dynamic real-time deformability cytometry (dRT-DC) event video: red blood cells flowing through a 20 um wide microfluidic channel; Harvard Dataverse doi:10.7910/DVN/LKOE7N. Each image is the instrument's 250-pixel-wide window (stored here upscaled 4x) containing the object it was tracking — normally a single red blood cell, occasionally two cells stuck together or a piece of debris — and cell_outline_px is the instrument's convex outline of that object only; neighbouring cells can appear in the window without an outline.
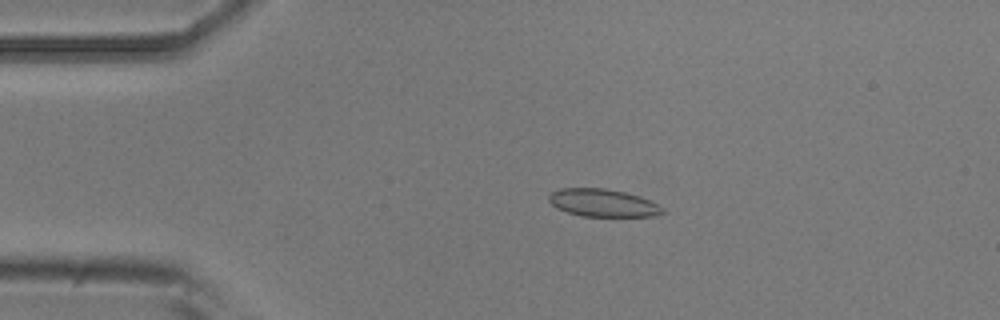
{"species": "common noctule bat (a hibernating species)", "species_latin": "Nyctalus noctula", "temperature_condition": "room temperature", "stored_images_in_passage": 51, "camera_frame_rate_fps": 3000, "um_per_image_px": 0.085, "animal": {"sex": "male", "body_mass_g": 20.5, "forearm_length_mm": 52.5}, "frame": {"image": 1, "passage_image": 10, "time_ms": 3.0, "image_size_px": [1000, 320], "cell_outline_px": [[664, 212], [652, 216], [580, 216], [556, 208], [548, 200], [548, 196], [552, 192], [560, 188], [604, 188], [624, 192], [640, 196], [664, 208]], "centroid_in_image_um": [51.21, 17.24], "position_along_channel_um": 33.8, "area_um2": 18.21}}
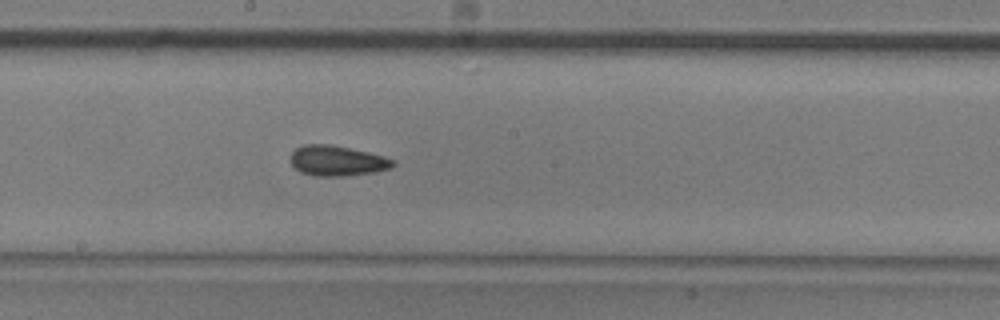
{"frame": {"image": 2, "passage_image": 27, "time_ms": 8.667, "image_size_px": [1000, 320], "cell_outline_px": [[396, 164], [392, 168], [376, 172], [344, 176], [316, 176], [300, 172], [288, 160], [288, 156], [296, 148], [304, 144], [328, 144], [368, 152], [384, 156], [396, 160]], "centroid_in_image_um": [28.66, 13.67], "position_along_channel_um": 219.5, "area_um2": 18.32}}
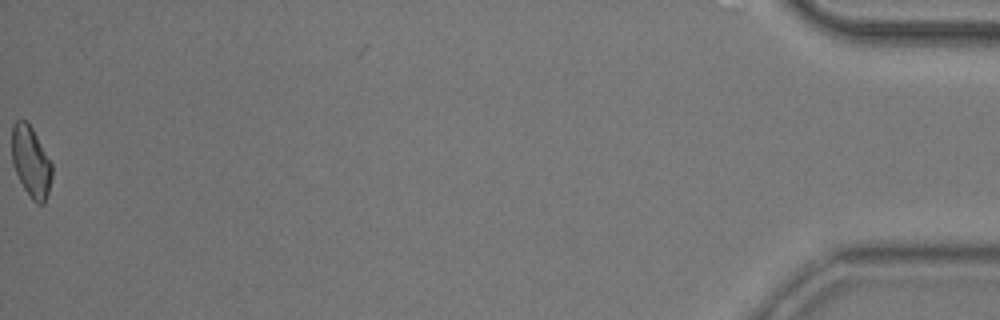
{"frame": {"image": 3, "passage_image": 51, "time_ms": 16.667, "image_size_px": [1000, 320], "cell_outline_px": [[52, 176], [48, 192], [44, 204], [36, 204], [32, 200], [24, 188], [12, 164], [12, 124], [16, 120], [24, 120], [32, 128], [52, 164]], "centroid_in_image_um": [2.62, 13.76], "position_along_channel_um": 432.6, "area_um2": 16.42}, "authors_computed_cell_mechanics": {"area_um2": 17.8602, "velocity_mm_per_s": 3.9446, "shape_relaxation_time_tau1_ms": 10.1535, "shape_relaxation_time_tau2_ms": 3.3303, "deformation_change_tau1": 0.1741, "deformation_change_tau2": 0.0842}}